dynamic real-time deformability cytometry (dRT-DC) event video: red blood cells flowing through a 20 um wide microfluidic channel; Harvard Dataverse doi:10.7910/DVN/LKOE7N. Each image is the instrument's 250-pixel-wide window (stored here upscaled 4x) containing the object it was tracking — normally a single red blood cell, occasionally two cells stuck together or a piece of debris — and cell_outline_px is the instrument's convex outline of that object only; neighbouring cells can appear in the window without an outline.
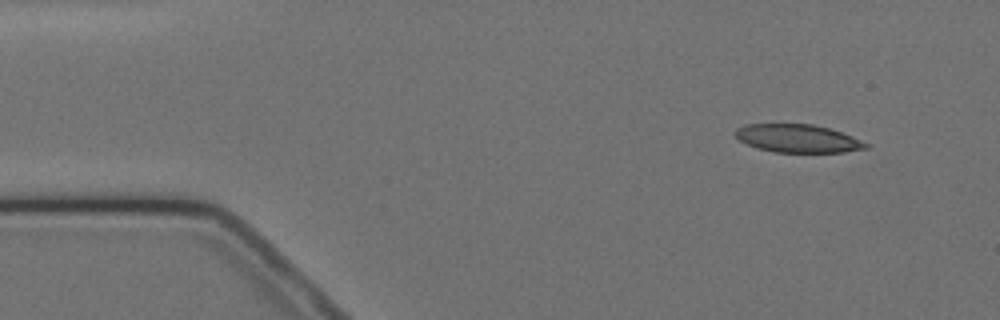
{"species": "Egyptian fruit bat (a non-hibernating species)", "species_latin": "Rousettus aegyptiacus", "temperature_condition": "cold", "stored_images_in_passage": 3, "camera_frame_rate_fps": 3000, "um_per_image_px": 0.085, "animal": {"sex": "female"}, "frame": {"image": 1, "passage_image": 1, "time_ms": 0.0, "image_size_px": [1000, 320], "cell_outline_px": [[872, 144], [868, 148], [844, 152], [772, 152], [748, 144], [740, 140], [732, 132], [736, 128], [748, 124], [812, 124], [828, 128], [852, 136]], "centroid_in_image_um": [67.84, 11.77], "position_along_channel_um": 17.2, "area_um2": 21.33}}
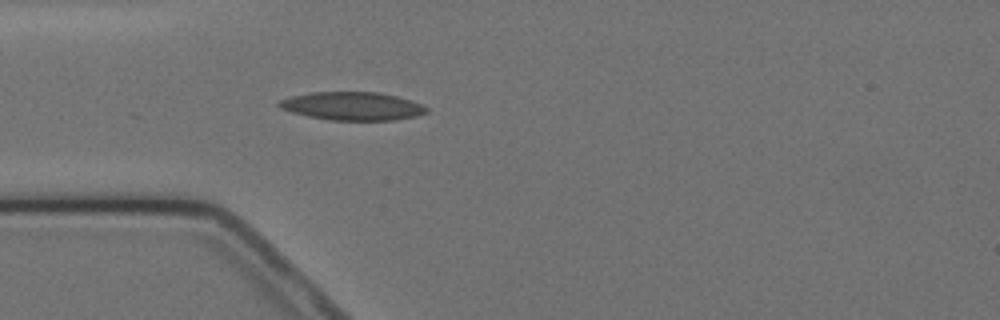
{"frame": {"image": 2, "passage_image": 3, "time_ms": 3.333, "image_size_px": [1000, 320], "cell_outline_px": [[428, 112], [416, 116], [396, 120], [328, 120], [308, 116], [292, 112], [280, 108], [276, 104], [280, 100], [292, 96], [312, 92], [380, 92], [412, 100], [428, 108]], "centroid_in_image_um": [29.96, 9.02], "position_along_channel_um": 55.0, "area_um2": 24.28}}